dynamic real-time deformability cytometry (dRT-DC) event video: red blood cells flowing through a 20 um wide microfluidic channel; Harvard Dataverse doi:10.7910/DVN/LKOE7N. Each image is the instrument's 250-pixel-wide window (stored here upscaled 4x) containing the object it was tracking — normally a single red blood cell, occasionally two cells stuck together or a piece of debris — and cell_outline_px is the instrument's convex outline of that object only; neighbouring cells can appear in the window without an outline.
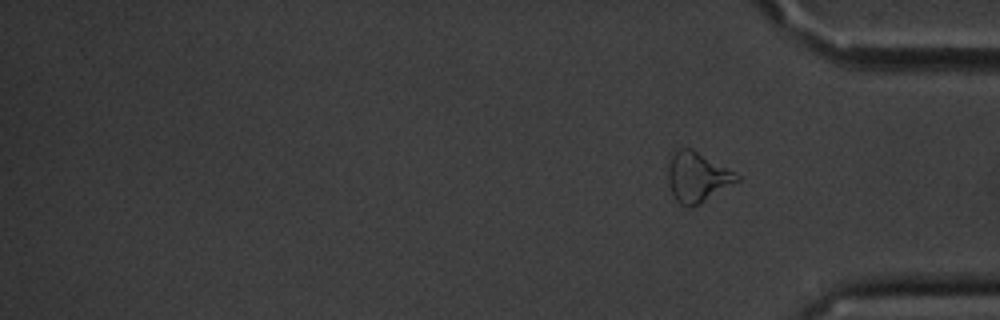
{"species": "common noctule bat (a hibernating species)", "species_latin": "Nyctalus noctula", "temperature_condition": "cold", "stored_images_in_passage": 16, "segment_of_instrument_passage": [2, 2], "camera_frame_rate_fps": 3000, "um_per_image_px": 0.085, "animal": {"sex": "male", "body_mass_g": 20.1, "forearm_length_mm": 53.5}, "frame": {"image": 1, "passage_image": 16, "time_ms": 19.0, "image_size_px": [1000, 320], "cell_outline_px": [[740, 180], [700, 204], [688, 208], [680, 204], [676, 200], [668, 184], [668, 168], [672, 156], [676, 148], [692, 148], [740, 176]], "centroid_in_image_um": [59.25, 15.07], "position_along_channel_um": 376.0, "area_um2": 19.83}}